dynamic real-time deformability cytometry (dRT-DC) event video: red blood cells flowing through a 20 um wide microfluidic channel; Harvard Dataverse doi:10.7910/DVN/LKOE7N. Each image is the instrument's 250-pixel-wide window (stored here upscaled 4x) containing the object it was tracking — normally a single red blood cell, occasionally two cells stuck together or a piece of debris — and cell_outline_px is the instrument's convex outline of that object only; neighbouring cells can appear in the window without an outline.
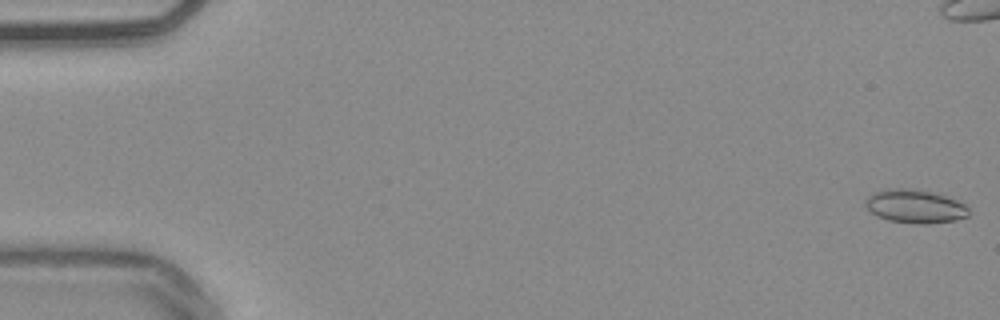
{"species": "common noctule bat (a hibernating species)", "species_latin": "Nyctalus noctula", "temperature_condition": "warm", "stored_images_in_passage": 5, "camera_frame_rate_fps": 3000, "um_per_image_px": 0.085, "animal": {"sex": "male", "body_mass_g": 20.4}, "frame": {"image": 1, "passage_image": 1, "time_ms": 0.0, "image_size_px": [1000, 320], "cell_outline_px": [[968, 216], [956, 220], [928, 224], [916, 224], [888, 220], [876, 216], [864, 204], [864, 200], [868, 196], [876, 192], [892, 188], [912, 188], [944, 196], [956, 200], [964, 204], [968, 208]], "centroid_in_image_um": [77.76, 17.55], "position_along_channel_um": 7.2, "area_um2": 20.0}}